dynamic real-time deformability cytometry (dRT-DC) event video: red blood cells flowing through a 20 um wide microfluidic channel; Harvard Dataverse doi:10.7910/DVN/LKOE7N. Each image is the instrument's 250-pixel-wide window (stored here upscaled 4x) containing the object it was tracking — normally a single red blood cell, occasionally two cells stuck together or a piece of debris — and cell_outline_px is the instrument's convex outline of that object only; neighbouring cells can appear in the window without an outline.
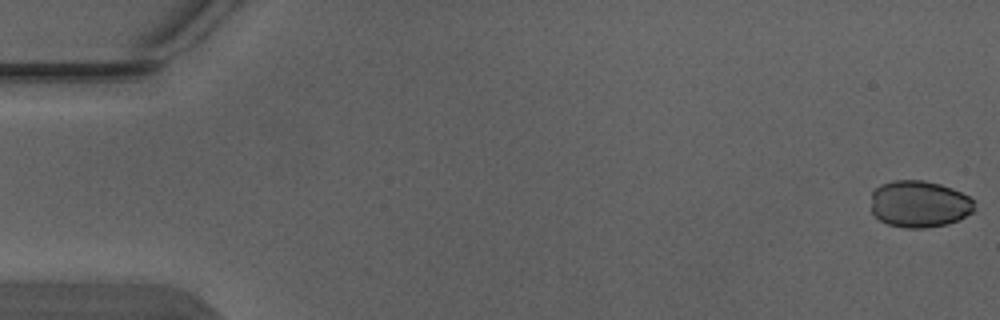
{"species": "Egyptian fruit bat (a non-hibernating species)", "species_latin": "Rousettus aegyptiacus", "temperature_condition": "warm", "stored_images_in_passage": 4, "camera_frame_rate_fps": 3000, "um_per_image_px": 0.085, "animal": {"sex": "male"}, "frame": {"image": 1, "passage_image": 1, "time_ms": 0.0, "image_size_px": [1000, 320], "cell_outline_px": [[976, 208], [972, 212], [960, 220], [948, 224], [928, 228], [904, 228], [888, 224], [880, 220], [872, 212], [872, 192], [880, 184], [892, 180], [924, 180], [940, 184], [952, 188], [976, 200]], "centroid_in_image_um": [78.18, 17.34], "position_along_channel_um": 6.8, "area_um2": 28.61}}
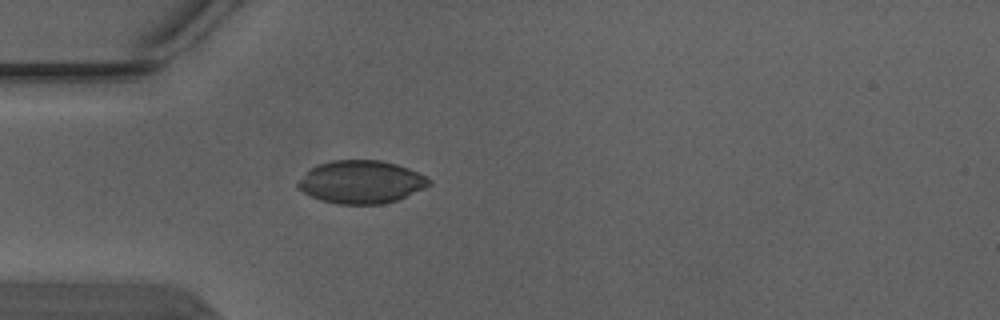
{"frame": {"image": 2, "passage_image": 4, "time_ms": 1.0, "image_size_px": [1000, 320], "cell_outline_px": [[432, 184], [424, 188], [396, 200], [380, 204], [340, 204], [320, 200], [296, 188], [296, 184], [316, 164], [332, 160], [380, 160], [396, 164], [408, 168], [432, 180]], "centroid_in_image_um": [30.69, 15.46], "position_along_channel_um": 54.3, "area_um2": 32.48}}